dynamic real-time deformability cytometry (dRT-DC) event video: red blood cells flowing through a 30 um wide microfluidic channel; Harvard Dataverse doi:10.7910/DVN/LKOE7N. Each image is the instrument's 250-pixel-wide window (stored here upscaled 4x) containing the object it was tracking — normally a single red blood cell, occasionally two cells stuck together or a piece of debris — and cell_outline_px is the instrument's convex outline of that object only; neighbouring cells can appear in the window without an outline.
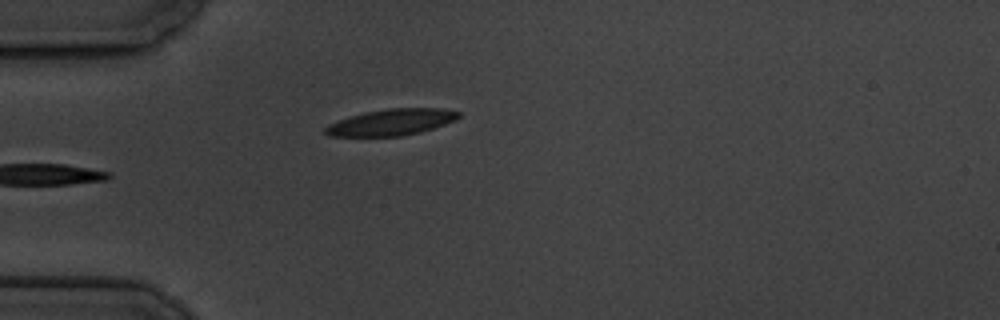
{"species": "common noctule bat (a hibernating species)", "species_latin": "Nyctalus noctula", "temperature_condition": "cold", "stored_images_in_passage": 5, "camera_frame_rate_fps": 3000, "um_per_image_px": 0.085, "animal": {"sex": "male", "body_mass_g": 19.5, "forearm_length_mm": 54.6}, "frame": {"image": 1, "passage_image": 5, "time_ms": 4.333, "image_size_px": [1000, 320], "cell_outline_px": [[460, 116], [456, 120], [420, 132], [400, 136], [328, 136], [324, 132], [324, 128], [328, 124], [364, 112], [388, 108], [440, 108], [460, 112]], "centroid_in_image_um": [33.27, 10.39], "position_along_channel_um": 51.7, "area_um2": 20.29}}